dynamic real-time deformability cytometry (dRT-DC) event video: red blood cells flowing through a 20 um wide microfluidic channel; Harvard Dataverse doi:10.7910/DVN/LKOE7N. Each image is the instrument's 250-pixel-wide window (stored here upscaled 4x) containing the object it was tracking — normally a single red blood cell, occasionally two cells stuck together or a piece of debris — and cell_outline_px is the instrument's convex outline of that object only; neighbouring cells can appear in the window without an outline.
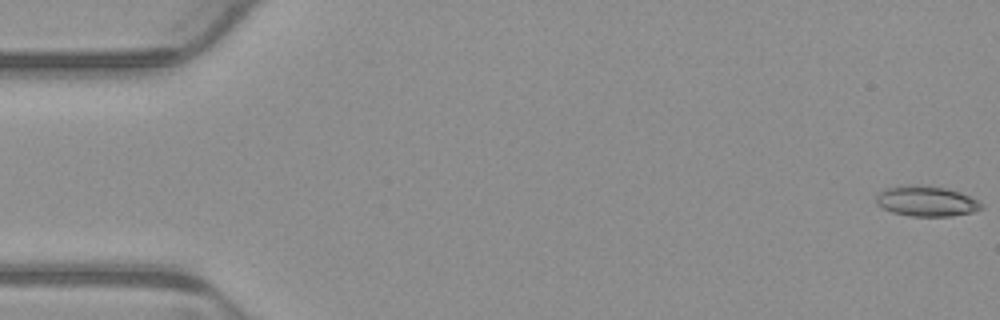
{"species": "common noctule bat (a hibernating species)", "species_latin": "Nyctalus noctula", "temperature_condition": "warm", "stored_images_in_passage": 7, "camera_frame_rate_fps": 3000, "um_per_image_px": 0.085, "animal": {"sex": "male", "body_mass_g": 23.1, "forearm_length_mm": 52.7}, "frame": {"image": 1, "passage_image": 1, "time_ms": 0.0, "image_size_px": [1000, 320], "cell_outline_px": [[984, 208], [972, 212], [952, 216], [912, 216], [892, 212], [876, 204], [876, 192], [884, 188], [908, 184], [916, 184], [944, 188], [960, 192], [984, 204]], "centroid_in_image_um": [78.71, 17.09], "position_along_channel_um": 6.3, "area_um2": 18.73}}
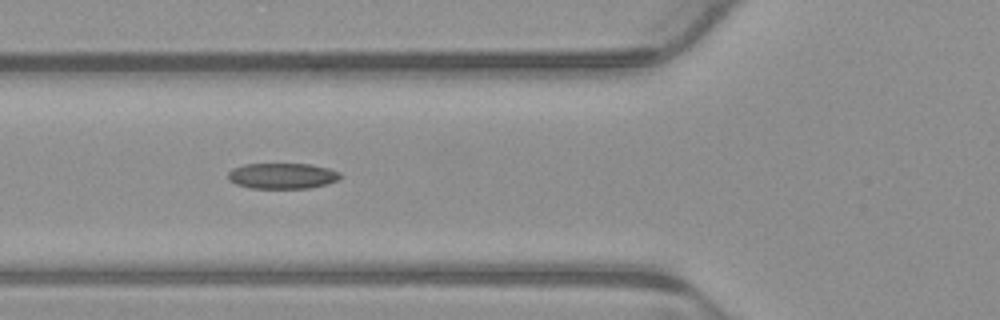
{"frame": {"image": 2, "passage_image": 5, "time_ms": 1.333, "image_size_px": [1000, 320], "cell_outline_px": [[340, 176], [336, 180], [328, 184], [308, 188], [252, 188], [236, 184], [228, 180], [228, 172], [232, 168], [244, 164], [312, 164], [328, 168], [340, 172]], "centroid_in_image_um": [23.97, 14.94], "position_along_channel_um": 101.8, "area_um2": 16.82}}
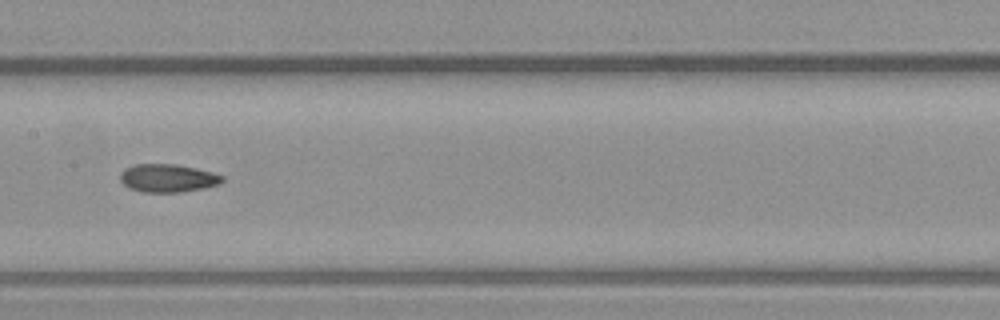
{"frame": {"image": 3, "passage_image": 7, "time_ms": 2.0, "image_size_px": [1000, 320], "cell_outline_px": [[224, 180], [220, 184], [204, 188], [180, 192], [144, 192], [128, 188], [120, 180], [120, 172], [124, 168], [136, 164], [176, 164], [196, 168], [212, 172], [224, 176]], "centroid_in_image_um": [14.26, 15.14], "position_along_channel_um": 193.1, "area_um2": 16.82}}